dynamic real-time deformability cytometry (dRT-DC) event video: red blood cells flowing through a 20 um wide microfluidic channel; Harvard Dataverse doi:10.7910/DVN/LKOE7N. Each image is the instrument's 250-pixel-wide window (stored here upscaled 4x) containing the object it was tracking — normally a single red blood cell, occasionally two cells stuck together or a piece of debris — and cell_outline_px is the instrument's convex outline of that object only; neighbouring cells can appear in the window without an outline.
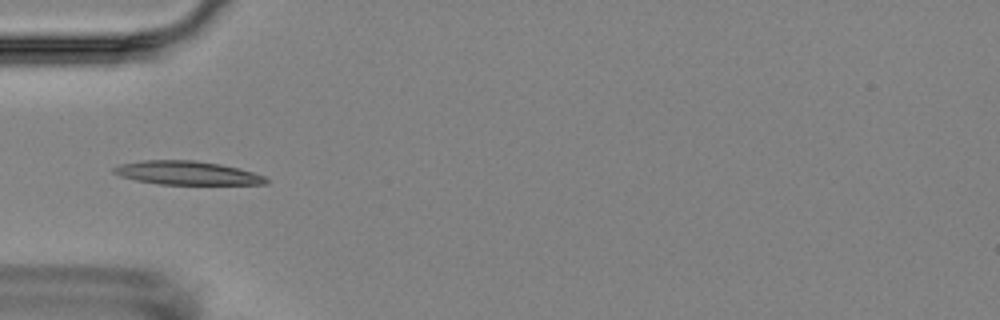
{"species": "Egyptian fruit bat (a non-hibernating species)", "species_latin": "Rousettus aegyptiacus", "temperature_condition": "room temperature", "stored_images_in_passage": 7, "camera_frame_rate_fps": 3000, "um_per_image_px": 0.085, "animal": {"sex": "female"}, "frame": {"image": 1, "passage_image": 5, "time_ms": 5.333, "image_size_px": [1000, 320], "cell_outline_px": [[268, 184], [160, 184], [136, 180], [120, 176], [112, 172], [112, 168], [120, 164], [140, 160], [196, 160], [220, 164], [240, 168], [264, 176], [268, 180]], "centroid_in_image_um": [15.87, 14.69], "position_along_channel_um": 69.1, "area_um2": 20.98}}